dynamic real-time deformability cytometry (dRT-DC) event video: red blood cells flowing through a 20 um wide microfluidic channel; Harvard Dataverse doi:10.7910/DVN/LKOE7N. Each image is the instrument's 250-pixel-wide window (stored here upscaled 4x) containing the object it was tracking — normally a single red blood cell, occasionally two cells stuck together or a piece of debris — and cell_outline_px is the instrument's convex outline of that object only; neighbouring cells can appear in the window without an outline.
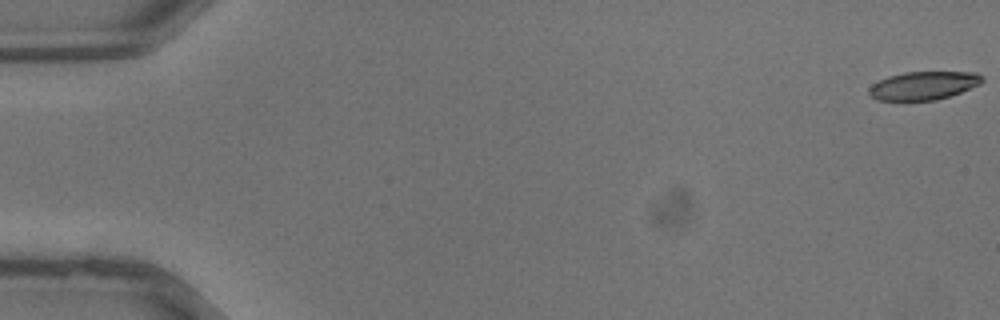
{"species": "common noctule bat (a hibernating species)", "species_latin": "Nyctalus noctula", "temperature_condition": "warm", "stored_images_in_passage": 37, "camera_frame_rate_fps": 3000, "um_per_image_px": 0.085, "animal": {"sex": "male", "body_mass_g": 13.3}, "frame": {"image": 1, "passage_image": 1, "time_ms": 0.0, "image_size_px": [1000, 320], "cell_outline_px": [[984, 80], [980, 84], [960, 92], [936, 100], [876, 100], [868, 92], [868, 88], [872, 84], [888, 76], [904, 72], [976, 72], [984, 76]], "centroid_in_image_um": [78.5, 7.26], "position_along_channel_um": 6.5, "area_um2": 18.61}}
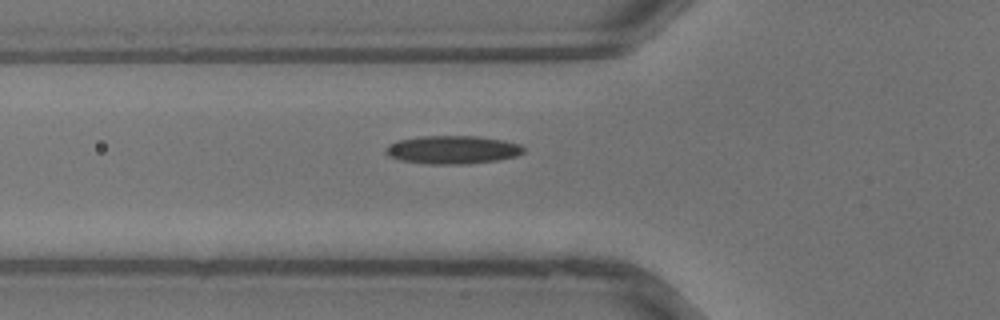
{"frame": {"image": 2, "passage_image": 14, "time_ms": 4.333, "image_size_px": [1000, 320], "cell_outline_px": [[524, 152], [516, 156], [496, 160], [468, 164], [428, 164], [400, 160], [388, 156], [384, 152], [384, 148], [388, 144], [396, 140], [420, 136], [476, 136], [504, 140], [520, 144], [524, 148]], "centroid_in_image_um": [38.42, 12.72], "position_along_channel_um": 87.4, "area_um2": 22.89}}
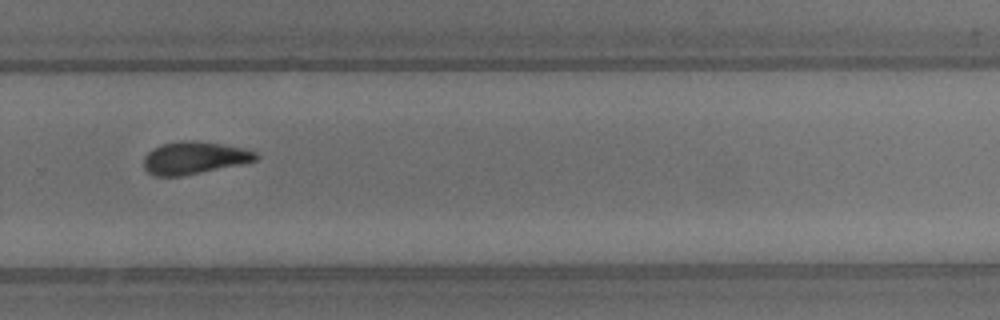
{"frame": {"image": 3, "passage_image": 26, "time_ms": 8.333, "image_size_px": [1000, 320], "cell_outline_px": [[260, 156], [256, 160], [244, 164], [180, 176], [152, 176], [144, 168], [144, 156], [152, 148], [164, 144], [180, 140], [196, 140], [224, 144], [244, 148], [256, 152]], "centroid_in_image_um": [16.53, 13.41], "position_along_channel_um": 313.3, "area_um2": 21.44}}